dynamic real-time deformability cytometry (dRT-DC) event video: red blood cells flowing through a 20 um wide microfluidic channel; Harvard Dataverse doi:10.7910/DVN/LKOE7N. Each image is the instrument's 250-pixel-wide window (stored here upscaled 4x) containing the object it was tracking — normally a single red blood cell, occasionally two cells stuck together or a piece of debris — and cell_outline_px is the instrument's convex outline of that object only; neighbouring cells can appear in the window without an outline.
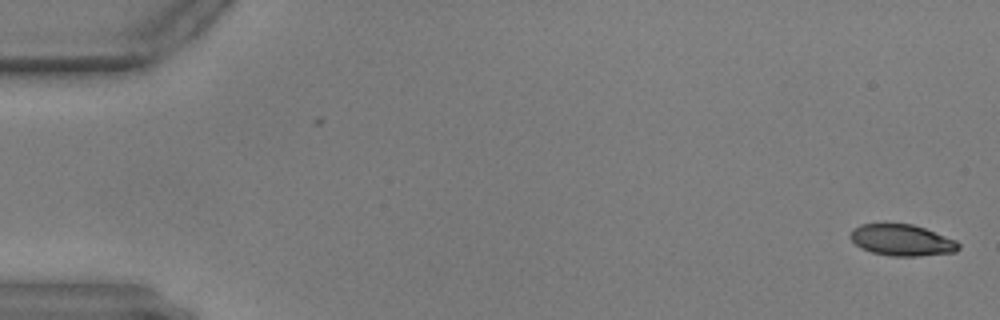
{"species": "common noctule bat (a hibernating species)", "species_latin": "Nyctalus noctula", "temperature_condition": "warm", "stored_images_in_passage": 58, "camera_frame_rate_fps": 3000, "um_per_image_px": 0.085, "animal": {"sex": "male", "body_mass_g": 17.9, "forearm_length_mm": 54.2}, "frame": {"image": 1, "passage_image": 1, "time_ms": 0.0, "image_size_px": [1000, 320], "cell_outline_px": [[960, 248], [956, 252], [916, 256], [892, 256], [872, 252], [860, 248], [848, 236], [852, 228], [860, 224], [884, 220], [912, 224], [924, 228], [956, 240], [960, 244]], "centroid_in_image_um": [76.59, 20.36], "position_along_channel_um": 8.4, "area_um2": 20.52}}
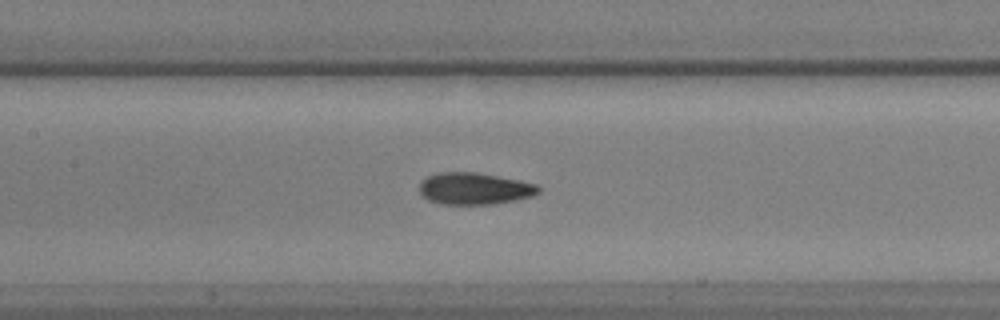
{"frame": {"image": 2, "passage_image": 27, "time_ms": 8.667, "image_size_px": [1000, 320], "cell_outline_px": [[540, 192], [532, 196], [492, 204], [444, 204], [428, 200], [420, 192], [420, 180], [436, 172], [476, 172], [520, 180], [536, 184], [540, 188]], "centroid_in_image_um": [40.31, 16.01], "position_along_channel_um": 167.1, "area_um2": 22.02}}
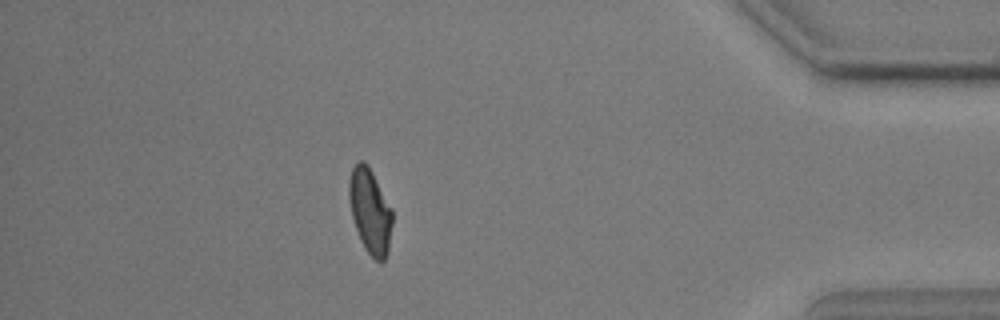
{"frame": {"image": 3, "passage_image": 51, "time_ms": 16.667, "image_size_px": [1000, 320], "cell_outline_px": [[392, 224], [388, 252], [384, 260], [380, 264], [364, 248], [360, 240], [352, 216], [348, 196], [348, 184], [352, 168], [360, 160], [364, 160], [368, 164], [392, 208]], "centroid_in_image_um": [31.46, 17.94], "position_along_channel_um": 403.7, "area_um2": 21.5}}